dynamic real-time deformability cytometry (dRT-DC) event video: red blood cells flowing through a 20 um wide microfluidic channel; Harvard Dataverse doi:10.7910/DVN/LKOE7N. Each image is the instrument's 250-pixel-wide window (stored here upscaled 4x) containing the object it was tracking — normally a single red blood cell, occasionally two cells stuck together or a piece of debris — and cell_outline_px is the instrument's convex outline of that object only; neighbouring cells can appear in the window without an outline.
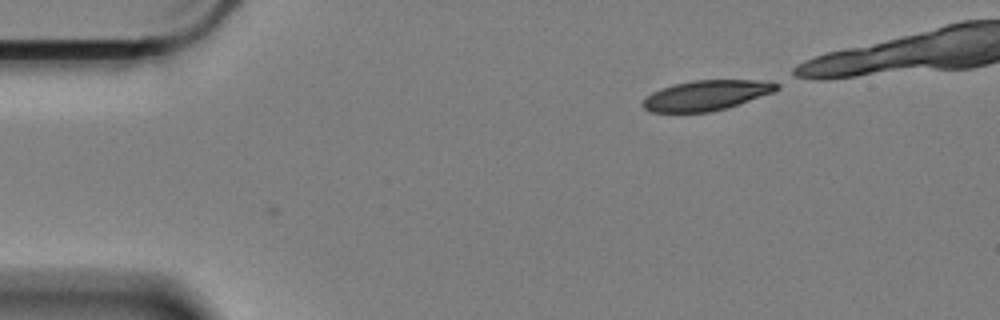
{"species": "Egyptian fruit bat (a non-hibernating species)", "species_latin": "Rousettus aegyptiacus", "temperature_condition": "cold", "stored_images_in_passage": 2, "camera_frame_rate_fps": 3000, "um_per_image_px": 0.085, "animal": {"sex": "female"}, "frame": {"image": 1, "passage_image": 2, "time_ms": 0.333, "image_size_px": [1000, 320], "cell_outline_px": [[780, 88], [772, 92], [728, 108], [708, 112], [652, 112], [644, 108], [640, 104], [652, 92], [660, 88], [672, 84], [692, 80], [772, 80], [780, 84]], "centroid_in_image_um": [60.05, 8.09], "position_along_channel_um": 24.9, "area_um2": 23.64}}